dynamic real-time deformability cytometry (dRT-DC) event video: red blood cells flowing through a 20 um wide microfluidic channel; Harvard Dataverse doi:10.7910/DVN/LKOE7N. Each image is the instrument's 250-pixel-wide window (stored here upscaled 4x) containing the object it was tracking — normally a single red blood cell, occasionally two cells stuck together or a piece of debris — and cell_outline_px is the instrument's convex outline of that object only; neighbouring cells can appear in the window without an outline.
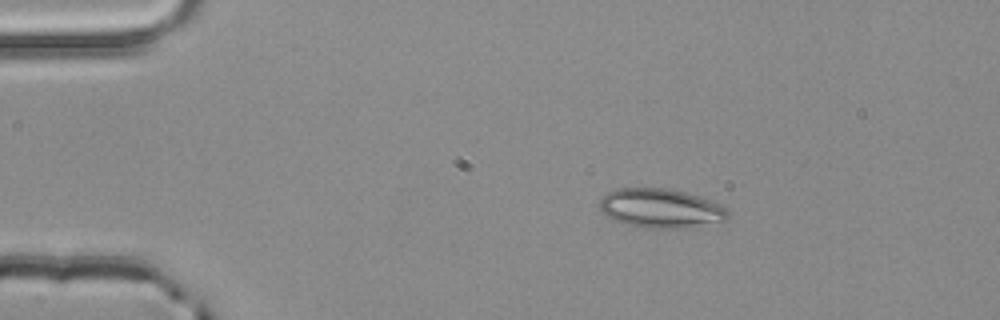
{"species": "common noctule bat (a hibernating species)", "species_latin": "Nyctalus noctula", "temperature_condition": "room temperature", "stored_images_in_passage": 2, "camera_frame_rate_fps": 3000, "um_per_image_px": 0.085, "animal": {"sex": "male", "body_mass_g": 20.4}, "frame": {"image": 1, "passage_image": 1, "time_ms": 0.0, "image_size_px": [1000, 320], "cell_outline_px": [[728, 220], [676, 228], [644, 228], [624, 224], [608, 216], [600, 208], [600, 196], [616, 188], [668, 188], [684, 192], [712, 200], [720, 204], [728, 212]], "centroid_in_image_um": [56.13, 17.69], "position_along_channel_um": 28.9, "area_um2": 29.07}}